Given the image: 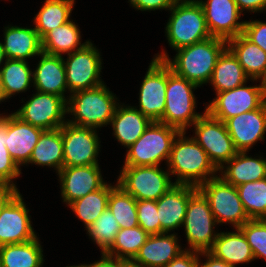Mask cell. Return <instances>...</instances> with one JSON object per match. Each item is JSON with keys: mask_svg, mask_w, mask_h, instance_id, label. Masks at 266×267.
I'll list each match as a JSON object with an SVG mask.
<instances>
[{"mask_svg": "<svg viewBox=\"0 0 266 267\" xmlns=\"http://www.w3.org/2000/svg\"><path fill=\"white\" fill-rule=\"evenodd\" d=\"M226 48V40L210 37L176 50L177 54L173 61L170 60L164 51L154 56V58L164 60L176 75L187 79L197 86H201L210 81L215 64Z\"/></svg>", "mask_w": 266, "mask_h": 267, "instance_id": "6da1fadb", "label": "cell"}, {"mask_svg": "<svg viewBox=\"0 0 266 267\" xmlns=\"http://www.w3.org/2000/svg\"><path fill=\"white\" fill-rule=\"evenodd\" d=\"M179 132L173 141L167 163L170 175H176L175 184L199 187L219 171L208 157L205 150L191 137Z\"/></svg>", "mask_w": 266, "mask_h": 267, "instance_id": "7a4b0ae2", "label": "cell"}, {"mask_svg": "<svg viewBox=\"0 0 266 267\" xmlns=\"http://www.w3.org/2000/svg\"><path fill=\"white\" fill-rule=\"evenodd\" d=\"M111 91L102 85L71 94L67 100V114L74 115L73 120H68L70 124L100 128L110 124L111 119L119 103Z\"/></svg>", "mask_w": 266, "mask_h": 267, "instance_id": "3957f363", "label": "cell"}, {"mask_svg": "<svg viewBox=\"0 0 266 267\" xmlns=\"http://www.w3.org/2000/svg\"><path fill=\"white\" fill-rule=\"evenodd\" d=\"M170 11L165 30L172 49L178 50L212 37L197 0H178Z\"/></svg>", "mask_w": 266, "mask_h": 267, "instance_id": "277c9868", "label": "cell"}, {"mask_svg": "<svg viewBox=\"0 0 266 267\" xmlns=\"http://www.w3.org/2000/svg\"><path fill=\"white\" fill-rule=\"evenodd\" d=\"M196 84L176 75L167 64V88L165 111L160 123L185 132L203 114L195 112L196 99L193 90Z\"/></svg>", "mask_w": 266, "mask_h": 267, "instance_id": "5b68a950", "label": "cell"}, {"mask_svg": "<svg viewBox=\"0 0 266 267\" xmlns=\"http://www.w3.org/2000/svg\"><path fill=\"white\" fill-rule=\"evenodd\" d=\"M180 131L160 122H152L127 150L123 166H160L168 163L174 139Z\"/></svg>", "mask_w": 266, "mask_h": 267, "instance_id": "8992f818", "label": "cell"}, {"mask_svg": "<svg viewBox=\"0 0 266 267\" xmlns=\"http://www.w3.org/2000/svg\"><path fill=\"white\" fill-rule=\"evenodd\" d=\"M117 184L136 200L154 201L176 185L159 166H123Z\"/></svg>", "mask_w": 266, "mask_h": 267, "instance_id": "52a82bcc", "label": "cell"}, {"mask_svg": "<svg viewBox=\"0 0 266 267\" xmlns=\"http://www.w3.org/2000/svg\"><path fill=\"white\" fill-rule=\"evenodd\" d=\"M198 189L208 199L214 218L240 228L250 218L244 210L237 188L225 182L220 175L201 184Z\"/></svg>", "mask_w": 266, "mask_h": 267, "instance_id": "ba28073f", "label": "cell"}, {"mask_svg": "<svg viewBox=\"0 0 266 267\" xmlns=\"http://www.w3.org/2000/svg\"><path fill=\"white\" fill-rule=\"evenodd\" d=\"M216 224L208 199L198 189L189 198L183 223L189 250L209 251L218 235L213 229Z\"/></svg>", "mask_w": 266, "mask_h": 267, "instance_id": "9c48e42d", "label": "cell"}, {"mask_svg": "<svg viewBox=\"0 0 266 267\" xmlns=\"http://www.w3.org/2000/svg\"><path fill=\"white\" fill-rule=\"evenodd\" d=\"M193 126L195 137L192 138L205 150L218 170L238 153L223 121L204 111Z\"/></svg>", "mask_w": 266, "mask_h": 267, "instance_id": "30bf717a", "label": "cell"}, {"mask_svg": "<svg viewBox=\"0 0 266 267\" xmlns=\"http://www.w3.org/2000/svg\"><path fill=\"white\" fill-rule=\"evenodd\" d=\"M67 55L64 66L70 95L98 87L104 83L100 79V72H102L100 53L91 42L82 49Z\"/></svg>", "mask_w": 266, "mask_h": 267, "instance_id": "8fae6325", "label": "cell"}, {"mask_svg": "<svg viewBox=\"0 0 266 267\" xmlns=\"http://www.w3.org/2000/svg\"><path fill=\"white\" fill-rule=\"evenodd\" d=\"M63 140V167L99 165L100 141L97 129L65 122L61 127Z\"/></svg>", "mask_w": 266, "mask_h": 267, "instance_id": "7c38bea8", "label": "cell"}, {"mask_svg": "<svg viewBox=\"0 0 266 267\" xmlns=\"http://www.w3.org/2000/svg\"><path fill=\"white\" fill-rule=\"evenodd\" d=\"M245 84L216 93L217 97L210 102L205 111L210 116L225 122L231 117L260 108L266 102L262 86L247 87Z\"/></svg>", "mask_w": 266, "mask_h": 267, "instance_id": "4fadbf2b", "label": "cell"}, {"mask_svg": "<svg viewBox=\"0 0 266 267\" xmlns=\"http://www.w3.org/2000/svg\"><path fill=\"white\" fill-rule=\"evenodd\" d=\"M33 95L14 114L22 121L44 130L59 129L66 122L67 102L54 94L37 91Z\"/></svg>", "mask_w": 266, "mask_h": 267, "instance_id": "5bb4252c", "label": "cell"}, {"mask_svg": "<svg viewBox=\"0 0 266 267\" xmlns=\"http://www.w3.org/2000/svg\"><path fill=\"white\" fill-rule=\"evenodd\" d=\"M167 63L153 58L139 92V111L152 122H160L165 111Z\"/></svg>", "mask_w": 266, "mask_h": 267, "instance_id": "9a60e30c", "label": "cell"}, {"mask_svg": "<svg viewBox=\"0 0 266 267\" xmlns=\"http://www.w3.org/2000/svg\"><path fill=\"white\" fill-rule=\"evenodd\" d=\"M28 213L29 209L26 208L18 190L0 211V246L24 243L37 238Z\"/></svg>", "mask_w": 266, "mask_h": 267, "instance_id": "2e32d148", "label": "cell"}, {"mask_svg": "<svg viewBox=\"0 0 266 267\" xmlns=\"http://www.w3.org/2000/svg\"><path fill=\"white\" fill-rule=\"evenodd\" d=\"M197 1L202 6L206 25L212 37L228 41L243 32L245 22H238L242 13L235 0Z\"/></svg>", "mask_w": 266, "mask_h": 267, "instance_id": "e0dca14e", "label": "cell"}, {"mask_svg": "<svg viewBox=\"0 0 266 267\" xmlns=\"http://www.w3.org/2000/svg\"><path fill=\"white\" fill-rule=\"evenodd\" d=\"M224 123L236 150L248 152L257 141L264 140L266 102L260 108L231 117Z\"/></svg>", "mask_w": 266, "mask_h": 267, "instance_id": "ac0fdd59", "label": "cell"}, {"mask_svg": "<svg viewBox=\"0 0 266 267\" xmlns=\"http://www.w3.org/2000/svg\"><path fill=\"white\" fill-rule=\"evenodd\" d=\"M58 176L63 202L68 205L100 189L106 183L103 181L99 165L63 167Z\"/></svg>", "mask_w": 266, "mask_h": 267, "instance_id": "d6986e66", "label": "cell"}, {"mask_svg": "<svg viewBox=\"0 0 266 267\" xmlns=\"http://www.w3.org/2000/svg\"><path fill=\"white\" fill-rule=\"evenodd\" d=\"M45 130L22 121L14 113L6 116V148L20 167L29 163L32 151Z\"/></svg>", "mask_w": 266, "mask_h": 267, "instance_id": "ffe728a7", "label": "cell"}, {"mask_svg": "<svg viewBox=\"0 0 266 267\" xmlns=\"http://www.w3.org/2000/svg\"><path fill=\"white\" fill-rule=\"evenodd\" d=\"M197 190L195 186L176 184L157 200L161 233L183 226L189 198Z\"/></svg>", "mask_w": 266, "mask_h": 267, "instance_id": "44dd1931", "label": "cell"}, {"mask_svg": "<svg viewBox=\"0 0 266 267\" xmlns=\"http://www.w3.org/2000/svg\"><path fill=\"white\" fill-rule=\"evenodd\" d=\"M149 235L131 261L142 267H164L184 250L178 244L176 233Z\"/></svg>", "mask_w": 266, "mask_h": 267, "instance_id": "7402d4cb", "label": "cell"}, {"mask_svg": "<svg viewBox=\"0 0 266 267\" xmlns=\"http://www.w3.org/2000/svg\"><path fill=\"white\" fill-rule=\"evenodd\" d=\"M41 57L33 71V85L38 92L54 94L66 102L64 92L68 89L63 56L41 52Z\"/></svg>", "mask_w": 266, "mask_h": 267, "instance_id": "603a6c76", "label": "cell"}, {"mask_svg": "<svg viewBox=\"0 0 266 267\" xmlns=\"http://www.w3.org/2000/svg\"><path fill=\"white\" fill-rule=\"evenodd\" d=\"M151 123L152 121L136 107L119 104L110 122L114 136L127 148L142 136Z\"/></svg>", "mask_w": 266, "mask_h": 267, "instance_id": "cb8c5ba5", "label": "cell"}, {"mask_svg": "<svg viewBox=\"0 0 266 267\" xmlns=\"http://www.w3.org/2000/svg\"><path fill=\"white\" fill-rule=\"evenodd\" d=\"M1 45L7 59L27 61V58L39 56L42 52L41 39L34 28L8 25Z\"/></svg>", "mask_w": 266, "mask_h": 267, "instance_id": "d4e9b609", "label": "cell"}, {"mask_svg": "<svg viewBox=\"0 0 266 267\" xmlns=\"http://www.w3.org/2000/svg\"><path fill=\"white\" fill-rule=\"evenodd\" d=\"M246 154L247 152H238L225 163L228 166H222L219 169V172H222L220 177L225 182L236 187L240 184L266 178V159L262 157L252 158Z\"/></svg>", "mask_w": 266, "mask_h": 267, "instance_id": "484cf974", "label": "cell"}, {"mask_svg": "<svg viewBox=\"0 0 266 267\" xmlns=\"http://www.w3.org/2000/svg\"><path fill=\"white\" fill-rule=\"evenodd\" d=\"M235 230L236 232L218 233L212 248L209 250L216 258L224 260L232 266L255 260L243 232L239 228Z\"/></svg>", "mask_w": 266, "mask_h": 267, "instance_id": "4316f807", "label": "cell"}, {"mask_svg": "<svg viewBox=\"0 0 266 267\" xmlns=\"http://www.w3.org/2000/svg\"><path fill=\"white\" fill-rule=\"evenodd\" d=\"M227 47L237 57L250 80H260L266 71V52L242 33L229 39Z\"/></svg>", "mask_w": 266, "mask_h": 267, "instance_id": "83f0119b", "label": "cell"}, {"mask_svg": "<svg viewBox=\"0 0 266 267\" xmlns=\"http://www.w3.org/2000/svg\"><path fill=\"white\" fill-rule=\"evenodd\" d=\"M249 79L237 57L227 47L215 64L209 83L219 93L241 86Z\"/></svg>", "mask_w": 266, "mask_h": 267, "instance_id": "f1b7e54d", "label": "cell"}, {"mask_svg": "<svg viewBox=\"0 0 266 267\" xmlns=\"http://www.w3.org/2000/svg\"><path fill=\"white\" fill-rule=\"evenodd\" d=\"M78 26L72 21L57 26L41 39L42 52L49 55L62 56L85 47L90 41L81 44Z\"/></svg>", "mask_w": 266, "mask_h": 267, "instance_id": "f546056e", "label": "cell"}, {"mask_svg": "<svg viewBox=\"0 0 266 267\" xmlns=\"http://www.w3.org/2000/svg\"><path fill=\"white\" fill-rule=\"evenodd\" d=\"M63 140L61 129L45 130L34 147L29 163L50 166L59 172L63 168Z\"/></svg>", "mask_w": 266, "mask_h": 267, "instance_id": "4dcf8cb0", "label": "cell"}, {"mask_svg": "<svg viewBox=\"0 0 266 267\" xmlns=\"http://www.w3.org/2000/svg\"><path fill=\"white\" fill-rule=\"evenodd\" d=\"M42 252L38 238L0 246V267H42Z\"/></svg>", "mask_w": 266, "mask_h": 267, "instance_id": "1f68e13d", "label": "cell"}, {"mask_svg": "<svg viewBox=\"0 0 266 267\" xmlns=\"http://www.w3.org/2000/svg\"><path fill=\"white\" fill-rule=\"evenodd\" d=\"M74 0H45L34 18V29L42 39L49 31L70 21Z\"/></svg>", "mask_w": 266, "mask_h": 267, "instance_id": "d6a6232c", "label": "cell"}, {"mask_svg": "<svg viewBox=\"0 0 266 267\" xmlns=\"http://www.w3.org/2000/svg\"><path fill=\"white\" fill-rule=\"evenodd\" d=\"M114 187L105 183L100 189L69 204L71 210L85 224L86 229L108 208L109 194Z\"/></svg>", "mask_w": 266, "mask_h": 267, "instance_id": "836d02e7", "label": "cell"}, {"mask_svg": "<svg viewBox=\"0 0 266 267\" xmlns=\"http://www.w3.org/2000/svg\"><path fill=\"white\" fill-rule=\"evenodd\" d=\"M0 74L7 99L15 93L26 92L33 82V72L25 60L6 59Z\"/></svg>", "mask_w": 266, "mask_h": 267, "instance_id": "e575fe53", "label": "cell"}, {"mask_svg": "<svg viewBox=\"0 0 266 267\" xmlns=\"http://www.w3.org/2000/svg\"><path fill=\"white\" fill-rule=\"evenodd\" d=\"M148 237L149 234L139 225L120 229L112 246L104 254L125 262L132 261Z\"/></svg>", "mask_w": 266, "mask_h": 267, "instance_id": "d590c367", "label": "cell"}, {"mask_svg": "<svg viewBox=\"0 0 266 267\" xmlns=\"http://www.w3.org/2000/svg\"><path fill=\"white\" fill-rule=\"evenodd\" d=\"M137 200L118 184L110 191L108 208L113 213L120 229L138 226Z\"/></svg>", "mask_w": 266, "mask_h": 267, "instance_id": "8d00e7d4", "label": "cell"}, {"mask_svg": "<svg viewBox=\"0 0 266 267\" xmlns=\"http://www.w3.org/2000/svg\"><path fill=\"white\" fill-rule=\"evenodd\" d=\"M250 219H266V178L236 186Z\"/></svg>", "mask_w": 266, "mask_h": 267, "instance_id": "74e56055", "label": "cell"}, {"mask_svg": "<svg viewBox=\"0 0 266 267\" xmlns=\"http://www.w3.org/2000/svg\"><path fill=\"white\" fill-rule=\"evenodd\" d=\"M86 230L90 238L100 247L102 254L112 246L120 226L113 213L107 208Z\"/></svg>", "mask_w": 266, "mask_h": 267, "instance_id": "f35d334b", "label": "cell"}, {"mask_svg": "<svg viewBox=\"0 0 266 267\" xmlns=\"http://www.w3.org/2000/svg\"><path fill=\"white\" fill-rule=\"evenodd\" d=\"M239 229L246 237L255 259L266 260V219H250Z\"/></svg>", "mask_w": 266, "mask_h": 267, "instance_id": "ab89813d", "label": "cell"}, {"mask_svg": "<svg viewBox=\"0 0 266 267\" xmlns=\"http://www.w3.org/2000/svg\"><path fill=\"white\" fill-rule=\"evenodd\" d=\"M5 145L6 115L0 114V183L11 185L18 190L12 180L19 177L21 170L13 161Z\"/></svg>", "mask_w": 266, "mask_h": 267, "instance_id": "60d3db41", "label": "cell"}, {"mask_svg": "<svg viewBox=\"0 0 266 267\" xmlns=\"http://www.w3.org/2000/svg\"><path fill=\"white\" fill-rule=\"evenodd\" d=\"M138 225L149 235L161 234V223L158 219L157 201L137 200Z\"/></svg>", "mask_w": 266, "mask_h": 267, "instance_id": "b9f144b4", "label": "cell"}, {"mask_svg": "<svg viewBox=\"0 0 266 267\" xmlns=\"http://www.w3.org/2000/svg\"><path fill=\"white\" fill-rule=\"evenodd\" d=\"M242 34L266 52V22L244 21Z\"/></svg>", "mask_w": 266, "mask_h": 267, "instance_id": "7bdbcfd3", "label": "cell"}, {"mask_svg": "<svg viewBox=\"0 0 266 267\" xmlns=\"http://www.w3.org/2000/svg\"><path fill=\"white\" fill-rule=\"evenodd\" d=\"M131 6L141 11L170 10L178 0H129Z\"/></svg>", "mask_w": 266, "mask_h": 267, "instance_id": "ee69618b", "label": "cell"}, {"mask_svg": "<svg viewBox=\"0 0 266 267\" xmlns=\"http://www.w3.org/2000/svg\"><path fill=\"white\" fill-rule=\"evenodd\" d=\"M198 254L200 252L185 249L164 267H198L200 261Z\"/></svg>", "mask_w": 266, "mask_h": 267, "instance_id": "f6af8a7d", "label": "cell"}, {"mask_svg": "<svg viewBox=\"0 0 266 267\" xmlns=\"http://www.w3.org/2000/svg\"><path fill=\"white\" fill-rule=\"evenodd\" d=\"M239 11L249 10L253 13L266 10V0H235Z\"/></svg>", "mask_w": 266, "mask_h": 267, "instance_id": "bcb514c9", "label": "cell"}, {"mask_svg": "<svg viewBox=\"0 0 266 267\" xmlns=\"http://www.w3.org/2000/svg\"><path fill=\"white\" fill-rule=\"evenodd\" d=\"M199 255H203L207 257L205 263L199 262L198 267H235L231 264L226 263L224 260H221L219 258H216L213 254H211L209 251H202ZM201 264V265H200Z\"/></svg>", "mask_w": 266, "mask_h": 267, "instance_id": "7dc6e473", "label": "cell"}, {"mask_svg": "<svg viewBox=\"0 0 266 267\" xmlns=\"http://www.w3.org/2000/svg\"><path fill=\"white\" fill-rule=\"evenodd\" d=\"M89 267H122V260L107 256L102 253L101 260L89 264Z\"/></svg>", "mask_w": 266, "mask_h": 267, "instance_id": "c3c4849f", "label": "cell"}, {"mask_svg": "<svg viewBox=\"0 0 266 267\" xmlns=\"http://www.w3.org/2000/svg\"><path fill=\"white\" fill-rule=\"evenodd\" d=\"M18 190L8 184L0 183V211L6 202L17 192Z\"/></svg>", "mask_w": 266, "mask_h": 267, "instance_id": "681fc988", "label": "cell"}, {"mask_svg": "<svg viewBox=\"0 0 266 267\" xmlns=\"http://www.w3.org/2000/svg\"><path fill=\"white\" fill-rule=\"evenodd\" d=\"M4 59H5V61H4ZM6 55H5V52H4V50H3V48H2V45H1V42H0V66L2 65V63L4 62H6ZM0 71H1V68H0Z\"/></svg>", "mask_w": 266, "mask_h": 267, "instance_id": "f907efd6", "label": "cell"}, {"mask_svg": "<svg viewBox=\"0 0 266 267\" xmlns=\"http://www.w3.org/2000/svg\"><path fill=\"white\" fill-rule=\"evenodd\" d=\"M7 97L5 96L4 90H3V85L1 81V74H0V102L6 100Z\"/></svg>", "mask_w": 266, "mask_h": 267, "instance_id": "816d5d0a", "label": "cell"}, {"mask_svg": "<svg viewBox=\"0 0 266 267\" xmlns=\"http://www.w3.org/2000/svg\"><path fill=\"white\" fill-rule=\"evenodd\" d=\"M260 79H261V84L260 85L262 86V88L264 90V93L266 95V71H265L264 75Z\"/></svg>", "mask_w": 266, "mask_h": 267, "instance_id": "f5cc1de1", "label": "cell"}, {"mask_svg": "<svg viewBox=\"0 0 266 267\" xmlns=\"http://www.w3.org/2000/svg\"><path fill=\"white\" fill-rule=\"evenodd\" d=\"M122 267H142V266H138L136 264H133L131 261H129V262L122 261Z\"/></svg>", "mask_w": 266, "mask_h": 267, "instance_id": "db71d44e", "label": "cell"}, {"mask_svg": "<svg viewBox=\"0 0 266 267\" xmlns=\"http://www.w3.org/2000/svg\"><path fill=\"white\" fill-rule=\"evenodd\" d=\"M66 267H89V264L87 265V264H81V265H74V266H66Z\"/></svg>", "mask_w": 266, "mask_h": 267, "instance_id": "11a10c76", "label": "cell"}]
</instances>
